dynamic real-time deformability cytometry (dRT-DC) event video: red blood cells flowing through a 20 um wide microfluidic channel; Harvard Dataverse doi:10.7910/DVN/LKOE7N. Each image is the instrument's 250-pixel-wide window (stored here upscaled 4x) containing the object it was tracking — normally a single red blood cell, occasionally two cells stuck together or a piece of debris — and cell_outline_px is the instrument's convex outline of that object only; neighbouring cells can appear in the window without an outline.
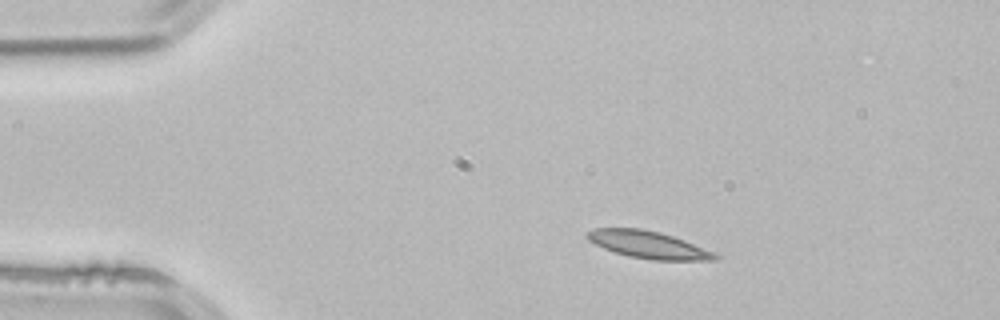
{"species": "common noctule bat (a hibernating species)", "species_latin": "Nyctalus noctula", "temperature_condition": "room temperature", "stored_images_in_passage": 1, "camera_frame_rate_fps": 3000, "um_per_image_px": 0.085, "animal": {"sex": "male", "body_mass_g": 21.5, "forearm_length_mm": 52.0}, "frame": {"image": 1, "passage_image": 1, "time_ms": 0.0, "image_size_px": [1000, 320], "cell_outline_px": [[720, 256], [716, 260], [652, 260], [628, 256], [604, 248], [588, 240], [584, 236], [584, 232], [596, 228], [640, 228], [660, 232], [684, 240], [716, 252]], "centroid_in_image_um": [55.11, 20.79], "position_along_channel_um": 29.9, "area_um2": 20.4}}